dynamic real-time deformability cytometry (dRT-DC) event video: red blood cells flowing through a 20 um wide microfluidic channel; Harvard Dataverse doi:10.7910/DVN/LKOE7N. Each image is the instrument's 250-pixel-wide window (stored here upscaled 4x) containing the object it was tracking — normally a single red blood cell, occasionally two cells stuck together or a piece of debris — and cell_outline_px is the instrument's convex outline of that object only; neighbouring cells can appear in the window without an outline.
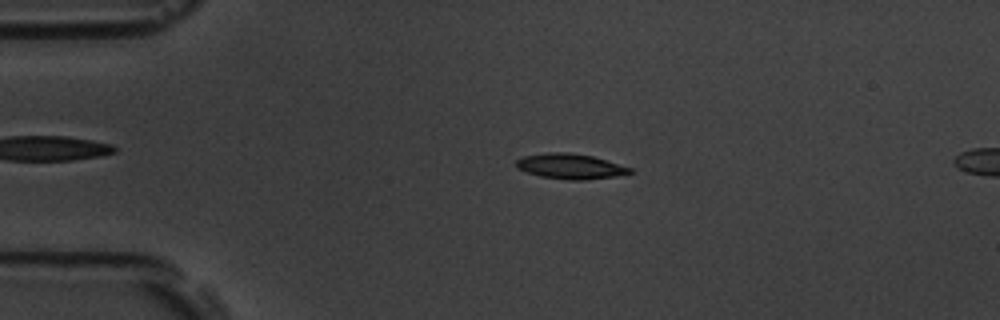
{"species": "common noctule bat (a hibernating species)", "species_latin": "Nyctalus noctula", "temperature_condition": "room temperature", "stored_images_in_passage": 8, "camera_frame_rate_fps": 3000, "um_per_image_px": 0.085, "animal": {"sex": "male", "body_mass_g": 19.5, "forearm_length_mm": 54.6}, "frame": {"image": 1, "passage_image": 4, "time_ms": 1.0, "image_size_px": [1000, 320], "cell_outline_px": [[632, 172], [616, 176], [584, 180], [568, 180], [540, 176], [524, 172], [516, 168], [516, 160], [524, 156], [548, 152], [568, 152], [592, 156], [632, 168]], "centroid_in_image_um": [48.43, 14.14], "position_along_channel_um": 36.6, "area_um2": 16.7}}